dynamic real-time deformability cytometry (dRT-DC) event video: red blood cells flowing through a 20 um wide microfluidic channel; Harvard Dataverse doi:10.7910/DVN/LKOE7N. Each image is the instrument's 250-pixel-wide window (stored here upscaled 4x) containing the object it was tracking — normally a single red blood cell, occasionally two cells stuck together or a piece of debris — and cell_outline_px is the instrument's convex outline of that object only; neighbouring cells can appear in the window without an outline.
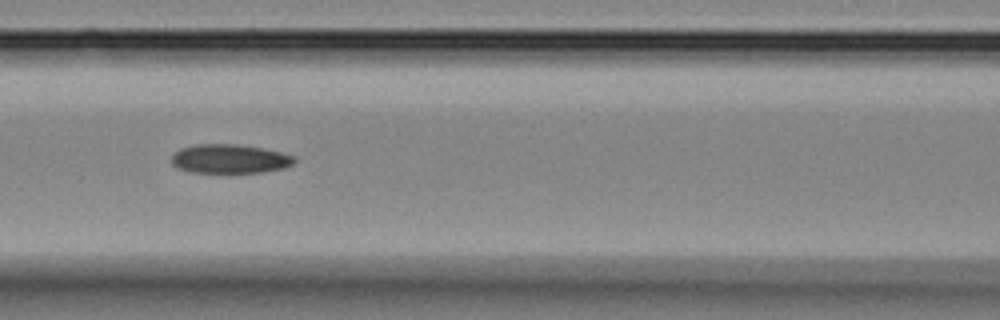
{"species": "Egyptian fruit bat (a non-hibernating species)", "species_latin": "Rousettus aegyptiacus", "temperature_condition": "room temperature", "stored_images_in_passage": 7, "segment_of_instrument_passage": [1, 2], "camera_frame_rate_fps": 3000, "um_per_image_px": 0.085, "animal": {"sex": "female"}, "frame": {"image": 1, "passage_image": 3, "time_ms": 2.333, "image_size_px": [1000, 320], "cell_outline_px": [[296, 160], [292, 164], [284, 168], [260, 172], [188, 172], [176, 168], [172, 164], [172, 156], [180, 148], [196, 144], [236, 144], [264, 148], [296, 156]], "centroid_in_image_um": [19.52, 13.49], "position_along_channel_um": 147.1, "area_um2": 20.81}}
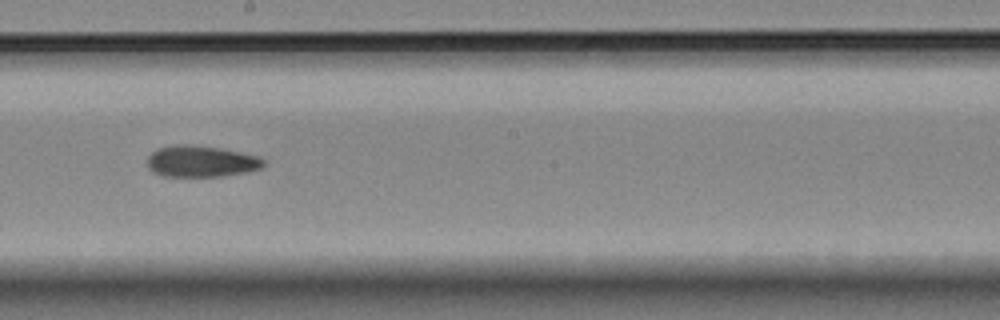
{"frame": {"image": 2, "passage_image": 5, "time_ms": 4.667, "image_size_px": [1000, 320], "cell_outline_px": [[264, 164], [260, 168], [248, 172], [224, 176], [164, 176], [152, 172], [148, 168], [148, 156], [156, 148], [176, 144], [192, 144], [220, 148], [260, 156], [264, 160]], "centroid_in_image_um": [17.08, 13.7], "position_along_channel_um": 231.1, "area_um2": 21.44}}
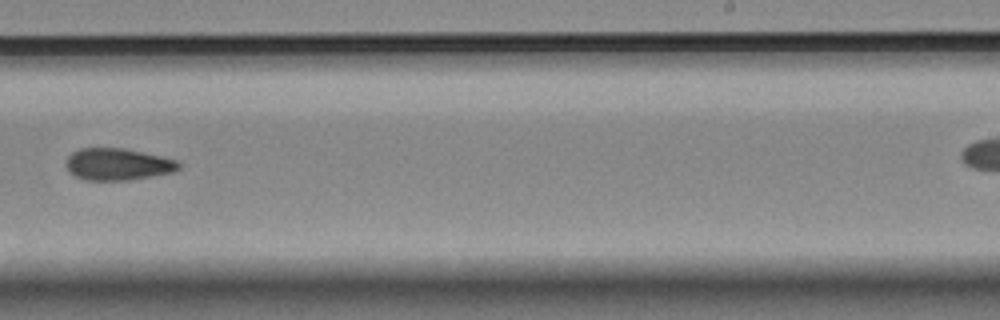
{"frame": {"image": 3, "passage_image": 6, "time_ms": 6.0, "image_size_px": [1000, 320], "cell_outline_px": [[180, 168], [176, 172], [128, 180], [88, 180], [76, 176], [68, 172], [68, 156], [72, 152], [80, 148], [124, 148], [160, 156], [176, 160], [180, 164]], "centroid_in_image_um": [10.04, 13.96], "position_along_channel_um": 279.0, "area_um2": 20.81}}